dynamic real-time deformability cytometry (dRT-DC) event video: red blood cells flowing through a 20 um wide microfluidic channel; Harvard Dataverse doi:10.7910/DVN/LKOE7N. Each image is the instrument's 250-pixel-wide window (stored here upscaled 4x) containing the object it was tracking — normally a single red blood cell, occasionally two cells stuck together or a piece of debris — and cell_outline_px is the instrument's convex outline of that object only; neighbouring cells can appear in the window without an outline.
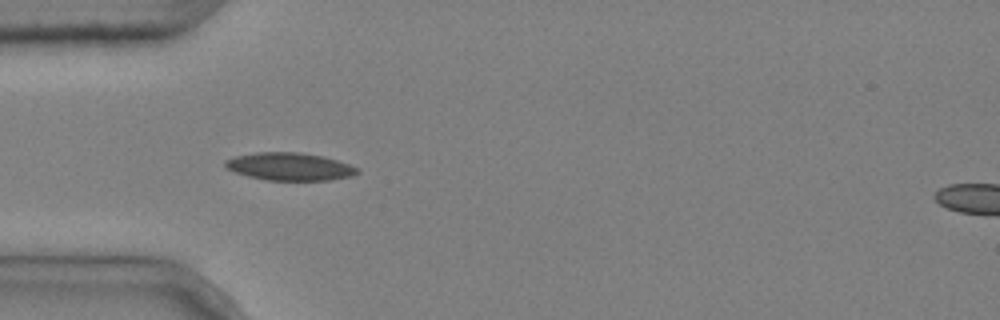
{"species": "common noctule bat (a hibernating species)", "species_latin": "Nyctalus noctula", "temperature_condition": "cold", "stored_images_in_passage": 6, "camera_frame_rate_fps": 3000, "um_per_image_px": 0.085, "animal": {"sex": "male", "body_mass_g": 20.4}, "frame": {"image": 1, "passage_image": 4, "time_ms": 1.0, "image_size_px": [1000, 320], "cell_outline_px": [[360, 172], [352, 176], [332, 180], [268, 180], [248, 176], [224, 168], [224, 160], [236, 156], [256, 152], [296, 152], [324, 156], [360, 168]], "centroid_in_image_um": [24.63, 14.16], "position_along_channel_um": 60.4, "area_um2": 21.39}}